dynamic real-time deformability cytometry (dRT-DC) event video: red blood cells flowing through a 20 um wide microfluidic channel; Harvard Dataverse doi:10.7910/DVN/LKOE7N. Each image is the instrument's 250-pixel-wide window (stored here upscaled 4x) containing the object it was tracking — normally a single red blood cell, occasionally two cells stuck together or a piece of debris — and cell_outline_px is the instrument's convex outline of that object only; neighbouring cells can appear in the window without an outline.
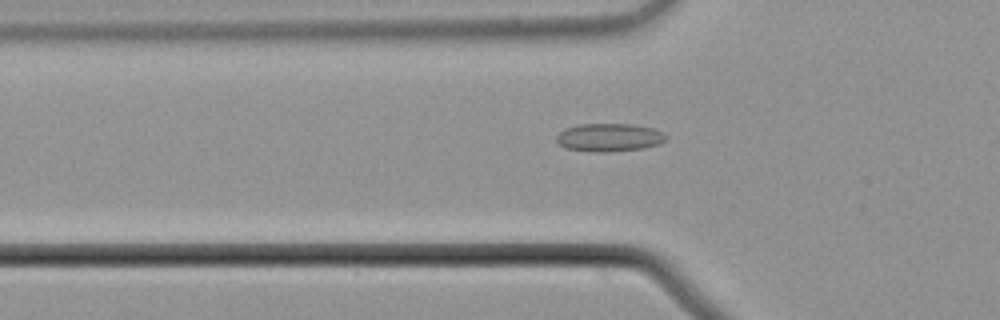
{"species": "common noctule bat (a hibernating species)", "species_latin": "Nyctalus noctula", "temperature_condition": "cold", "stored_images_in_passage": 55, "camera_frame_rate_fps": 3000, "um_per_image_px": 0.085, "animal": {"sex": "male", "body_mass_g": 21.5, "forearm_length_mm": 52.0}, "frame": {"image": 1, "passage_image": 19, "time_ms": 6.0, "image_size_px": [1000, 320], "cell_outline_px": [[668, 136], [660, 144], [644, 148], [604, 152], [596, 152], [564, 148], [556, 140], [556, 136], [564, 128], [580, 124], [632, 124], [652, 128]], "centroid_in_image_um": [51.76, 11.68], "position_along_channel_um": 74.0, "area_um2": 17.86}}
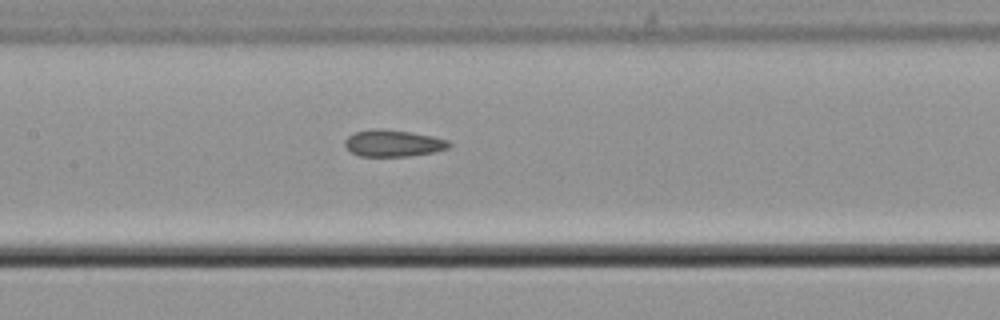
{"frame": {"image": 2, "passage_image": 27, "time_ms": 8.667, "image_size_px": [1000, 320], "cell_outline_px": [[452, 144], [448, 148], [432, 152], [408, 156], [360, 156], [352, 152], [344, 144], [344, 140], [348, 136], [356, 132], [380, 128], [412, 132], [432, 136], [448, 140]], "centroid_in_image_um": [33.43, 12.17], "position_along_channel_um": 174.0, "area_um2": 16.07}}
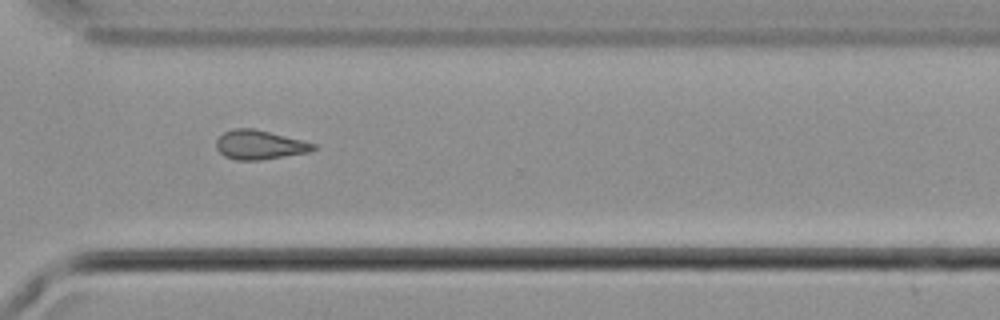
{"frame": {"image": 3, "passage_image": 41, "time_ms": 13.333, "image_size_px": [1000, 320], "cell_outline_px": [[316, 148], [308, 152], [260, 160], [236, 160], [224, 156], [216, 148], [216, 140], [224, 132], [232, 128], [252, 128], [304, 140], [316, 144]], "centroid_in_image_um": [22.05, 12.3], "position_along_channel_um": 348.6, "area_um2": 16.47}, "authors_computed_cell_mechanics": {"area_um2": 16.762, "velocity_mm_per_s": 3.7389, "shape_relaxation_time_tau1_ms": null, "shape_relaxation_time_tau2_ms": 3.7885, "deformation_change_tau1": null, "deformation_change_tau2": 0.0995}}